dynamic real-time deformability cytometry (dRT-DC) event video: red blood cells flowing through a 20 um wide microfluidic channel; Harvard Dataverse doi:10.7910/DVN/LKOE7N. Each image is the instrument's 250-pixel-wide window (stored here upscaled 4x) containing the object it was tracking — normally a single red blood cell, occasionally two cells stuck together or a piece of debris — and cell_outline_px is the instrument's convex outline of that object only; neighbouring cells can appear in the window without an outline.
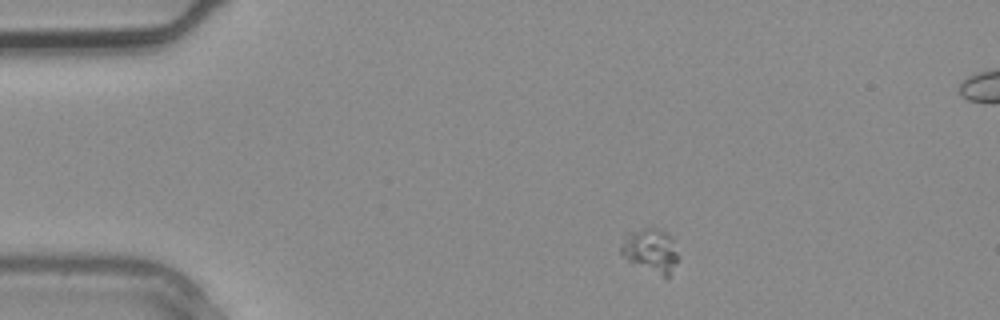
{"species": "common noctule bat (a hibernating species)", "species_latin": "Nyctalus noctula", "temperature_condition": "warm", "stored_images_in_passage": 2, "camera_frame_rate_fps": 3000, "um_per_image_px": 0.085, "animal": {"sex": "male", "body_mass_g": 20.4}, "frame": {"image": 1, "passage_image": 1, "time_ms": 0.0, "image_size_px": [1000, 320], "cell_outline_px": [[676, 260], [668, 280], [628, 260], [620, 252], [620, 244], [628, 232], [644, 228], [656, 228], [668, 232], [672, 240], [676, 252]], "centroid_in_image_um": [55.28, 21.29], "position_along_channel_um": 29.7, "area_um2": 14.45}}